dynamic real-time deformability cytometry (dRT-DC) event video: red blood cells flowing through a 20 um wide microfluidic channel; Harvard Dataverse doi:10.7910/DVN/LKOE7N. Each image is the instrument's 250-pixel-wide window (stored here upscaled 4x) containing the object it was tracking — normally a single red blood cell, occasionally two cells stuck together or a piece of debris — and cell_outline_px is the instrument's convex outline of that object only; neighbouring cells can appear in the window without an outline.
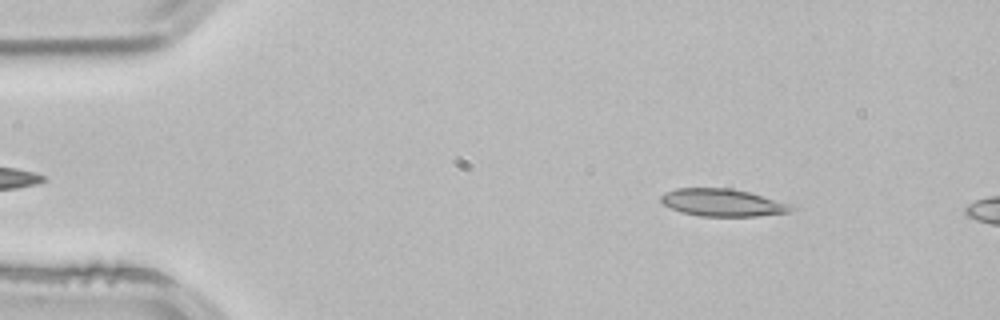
{"species": "common noctule bat (a hibernating species)", "species_latin": "Nyctalus noctula", "temperature_condition": "room temperature", "stored_images_in_passage": 2, "camera_frame_rate_fps": 3000, "um_per_image_px": 0.085, "animal": {"sex": "male", "body_mass_g": 21.5, "forearm_length_mm": 52.0}, "frame": {"image": 1, "passage_image": 1, "time_ms": 0.0, "image_size_px": [1000, 320], "cell_outline_px": [[796, 208], [792, 212], [756, 216], [700, 216], [680, 212], [664, 204], [660, 200], [660, 196], [664, 192], [676, 188], [732, 188], [796, 204]], "centroid_in_image_um": [61.49, 17.22], "position_along_channel_um": 23.5, "area_um2": 21.15}}